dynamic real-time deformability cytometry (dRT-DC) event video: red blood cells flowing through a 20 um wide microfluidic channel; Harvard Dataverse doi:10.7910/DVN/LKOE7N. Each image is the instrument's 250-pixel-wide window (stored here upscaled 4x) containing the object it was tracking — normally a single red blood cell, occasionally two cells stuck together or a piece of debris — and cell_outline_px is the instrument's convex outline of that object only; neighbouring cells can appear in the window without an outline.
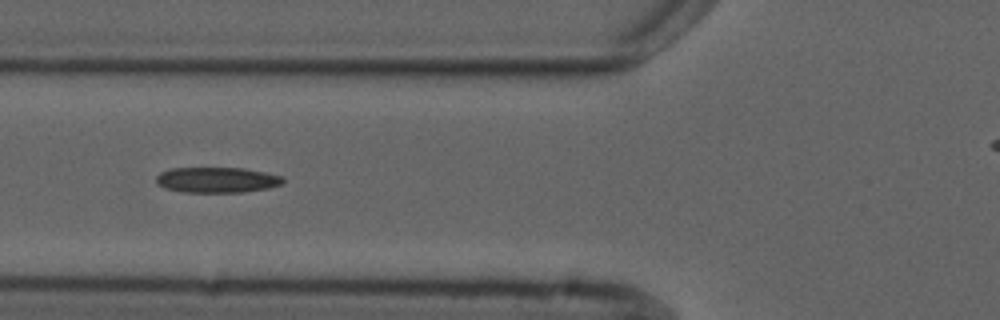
{"species": "common noctule bat (a hibernating species)", "species_latin": "Nyctalus noctula", "temperature_condition": "cold", "stored_images_in_passage": 4, "camera_frame_rate_fps": 3000, "um_per_image_px": 0.085, "animal": {"sex": "male", "forearm_length_mm": 52.5}, "frame": {"image": 1, "passage_image": 2, "time_ms": 1.333, "image_size_px": [1000, 320], "cell_outline_px": [[284, 184], [268, 188], [244, 192], [184, 192], [164, 188], [156, 184], [156, 176], [160, 172], [172, 168], [244, 168], [284, 176]], "centroid_in_image_um": [18.45, 15.29], "position_along_channel_um": 107.4, "area_um2": 19.02}}
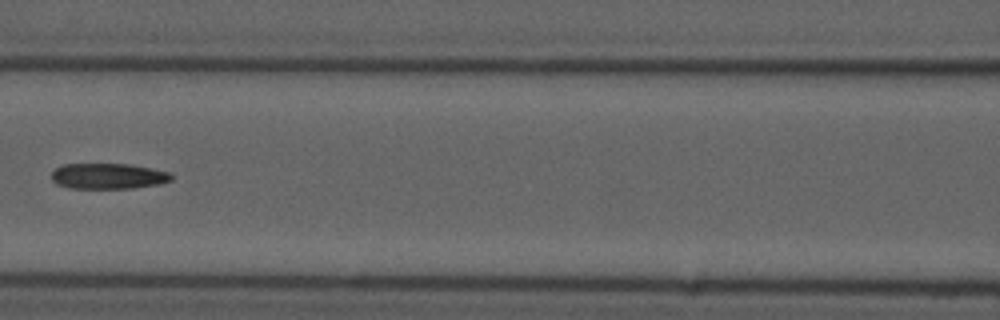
{"frame": {"image": 2, "passage_image": 3, "time_ms": 2.667, "image_size_px": [1000, 320], "cell_outline_px": [[172, 180], [160, 184], [132, 188], [68, 188], [56, 184], [52, 180], [52, 172], [56, 168], [64, 164], [132, 164], [172, 172]], "centroid_in_image_um": [9.23, 14.97], "position_along_channel_um": 157.4, "area_um2": 18.09}}
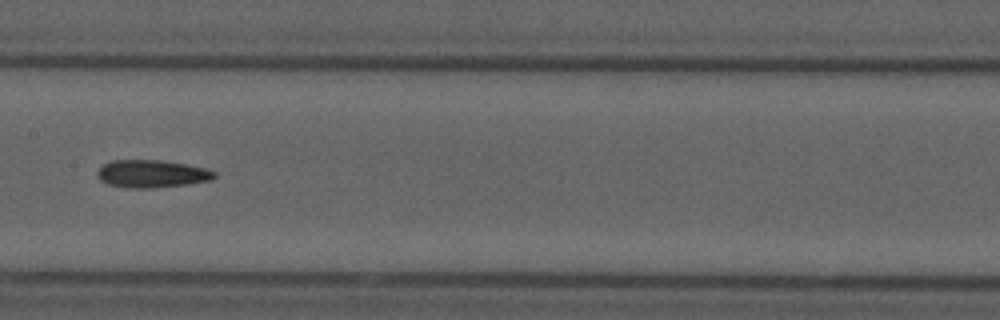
{"frame": {"image": 3, "passage_image": 4, "time_ms": 3.667, "image_size_px": [1000, 320], "cell_outline_px": [[216, 176], [212, 180], [188, 184], [152, 188], [128, 188], [108, 184], [100, 180], [96, 176], [96, 172], [104, 164], [112, 160], [160, 160], [184, 164], [204, 168], [216, 172]], "centroid_in_image_um": [12.88, 14.78], "position_along_channel_um": 194.5, "area_um2": 18.84}}